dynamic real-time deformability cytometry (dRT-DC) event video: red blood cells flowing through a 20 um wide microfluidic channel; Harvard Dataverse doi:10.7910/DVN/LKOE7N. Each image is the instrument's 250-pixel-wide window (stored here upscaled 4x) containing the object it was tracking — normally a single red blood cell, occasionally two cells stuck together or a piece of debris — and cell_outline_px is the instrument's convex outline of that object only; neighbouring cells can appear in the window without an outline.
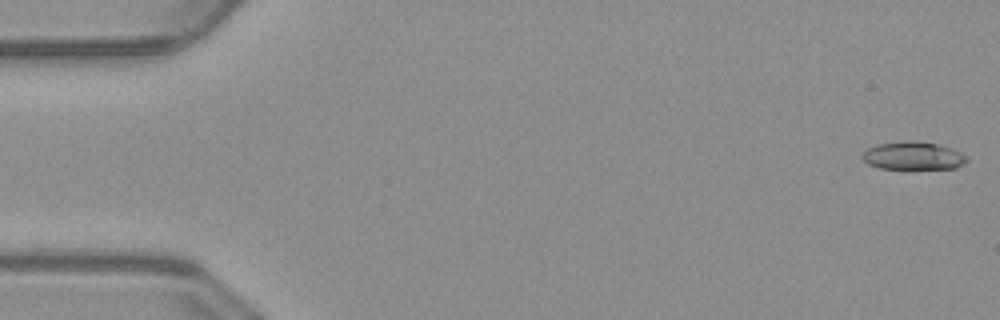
{"species": "common noctule bat (a hibernating species)", "species_latin": "Nyctalus noctula", "temperature_condition": "warm", "stored_images_in_passage": 51, "camera_frame_rate_fps": 3000, "um_per_image_px": 0.085, "animal": {"sex": "male", "body_mass_g": 23.1, "forearm_length_mm": 52.7}, "frame": {"image": 1, "passage_image": 1, "time_ms": 0.0, "image_size_px": [1000, 320], "cell_outline_px": [[968, 160], [964, 164], [956, 168], [880, 168], [868, 164], [860, 160], [860, 156], [868, 148], [876, 144], [908, 140], [940, 144], [952, 148], [968, 156]], "centroid_in_image_um": [77.61, 13.23], "position_along_channel_um": 7.4, "area_um2": 17.17}}
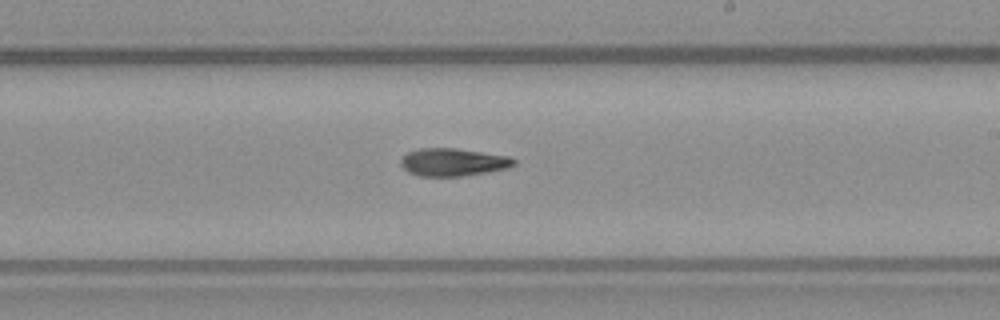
{"frame": {"image": 2, "passage_image": 30, "time_ms": 9.667, "image_size_px": [1000, 320], "cell_outline_px": [[516, 164], [508, 168], [460, 176], [420, 176], [408, 172], [400, 164], [400, 160], [408, 152], [420, 148], [456, 148], [508, 156], [516, 160]], "centroid_in_image_um": [38.5, 13.78], "position_along_channel_um": 250.5, "area_um2": 18.15}}
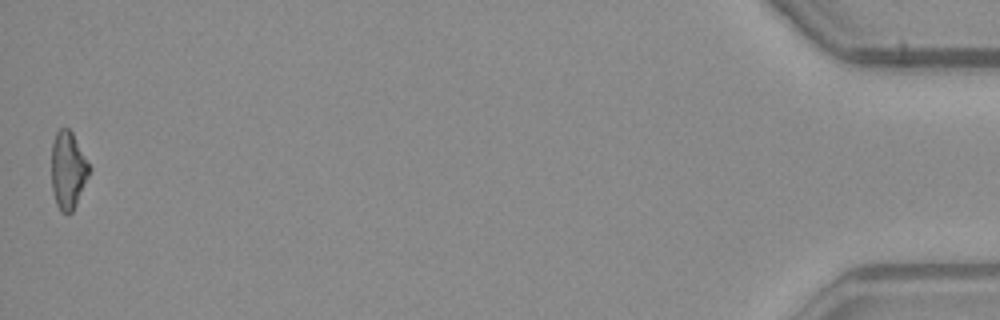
{"frame": {"image": 3, "passage_image": 51, "time_ms": 16.667, "image_size_px": [1000, 320], "cell_outline_px": [[92, 168], [76, 204], [72, 212], [68, 216], [60, 212], [56, 204], [52, 188], [52, 144], [56, 132], [60, 128], [68, 128], [72, 132]], "centroid_in_image_um": [5.79, 14.49], "position_along_channel_um": 429.4, "area_um2": 17.17}}